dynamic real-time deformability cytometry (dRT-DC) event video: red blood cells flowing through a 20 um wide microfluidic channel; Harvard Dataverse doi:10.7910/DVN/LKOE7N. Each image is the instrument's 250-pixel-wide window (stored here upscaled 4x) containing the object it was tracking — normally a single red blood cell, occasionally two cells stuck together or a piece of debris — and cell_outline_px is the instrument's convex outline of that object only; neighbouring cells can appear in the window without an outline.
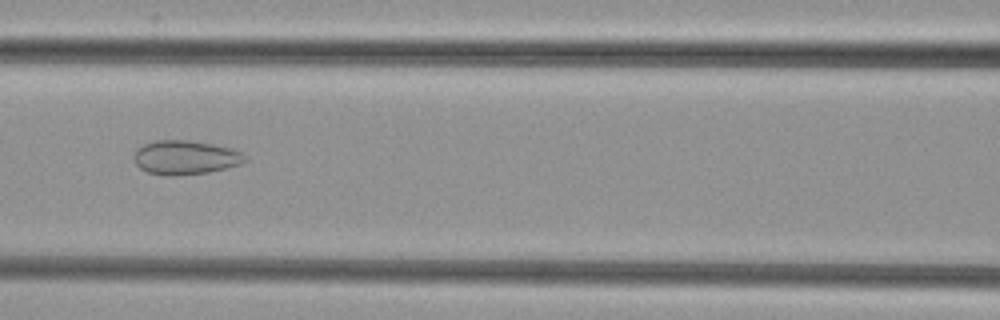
{"species": "common noctule bat (a hibernating species)", "species_latin": "Nyctalus noctula", "temperature_condition": "cold", "stored_images_in_passage": 37, "camera_frame_rate_fps": 3000, "um_per_image_px": 0.085, "animal": {"sex": "female", "body_mass_g": 29.2, "forearm_length_mm": 56.3}, "frame": {"image": 1, "passage_image": 15, "time_ms": 4.667, "image_size_px": [1000, 320], "cell_outline_px": [[248, 160], [240, 164], [208, 172], [176, 176], [168, 176], [148, 172], [140, 168], [136, 164], [132, 156], [144, 144], [156, 140], [188, 140], [212, 144], [228, 148], [240, 152]], "centroid_in_image_um": [15.72, 13.39], "position_along_channel_um": 150.9, "area_um2": 21.79}}
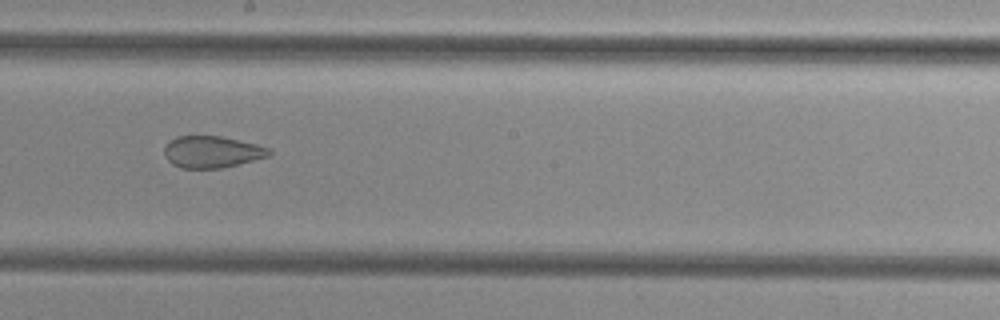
{"frame": {"image": 2, "passage_image": 21, "time_ms": 6.667, "image_size_px": [1000, 320], "cell_outline_px": [[272, 156], [220, 168], [180, 168], [172, 164], [164, 156], [164, 148], [176, 136], [220, 136], [256, 144], [272, 148]], "centroid_in_image_um": [18.05, 12.91], "position_along_channel_um": 230.1, "area_um2": 19.42}}
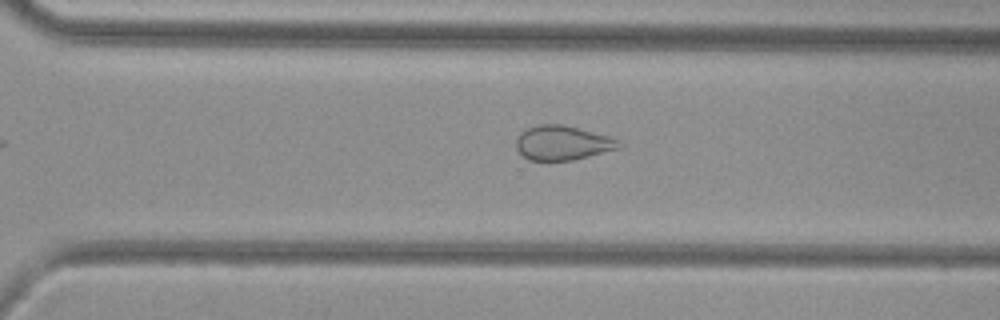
{"frame": {"image": 3, "passage_image": 28, "time_ms": 9.0, "image_size_px": [1000, 320], "cell_outline_px": [[620, 148], [572, 160], [528, 160], [516, 148], [516, 136], [520, 132], [528, 128], [540, 124], [564, 124], [580, 128], [608, 136], [616, 140], [620, 144]], "centroid_in_image_um": [47.77, 12.13], "position_along_channel_um": 322.8, "area_um2": 20.46}}